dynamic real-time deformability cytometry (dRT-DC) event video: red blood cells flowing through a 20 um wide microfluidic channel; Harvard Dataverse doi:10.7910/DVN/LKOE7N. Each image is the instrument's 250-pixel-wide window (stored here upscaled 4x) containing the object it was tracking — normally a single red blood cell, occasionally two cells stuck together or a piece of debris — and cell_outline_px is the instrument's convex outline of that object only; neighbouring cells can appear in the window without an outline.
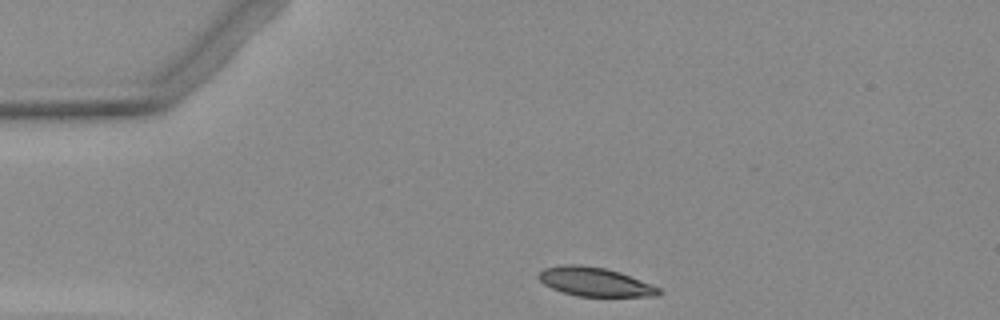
{"species": "Egyptian fruit bat (a non-hibernating species)", "species_latin": "Rousettus aegyptiacus", "temperature_condition": "warm", "stored_images_in_passage": 2, "camera_frame_rate_fps": 3000, "um_per_image_px": 0.085, "animal": {"sex": "female"}, "frame": {"image": 1, "passage_image": 1, "time_ms": 0.0, "image_size_px": [1000, 320], "cell_outline_px": [[660, 292], [656, 296], [576, 296], [552, 288], [544, 284], [540, 280], [540, 272], [544, 268], [564, 264], [580, 264], [604, 268], [620, 272], [652, 284], [660, 288]], "centroid_in_image_um": [50.57, 23.95], "position_along_channel_um": 34.4, "area_um2": 20.0}}